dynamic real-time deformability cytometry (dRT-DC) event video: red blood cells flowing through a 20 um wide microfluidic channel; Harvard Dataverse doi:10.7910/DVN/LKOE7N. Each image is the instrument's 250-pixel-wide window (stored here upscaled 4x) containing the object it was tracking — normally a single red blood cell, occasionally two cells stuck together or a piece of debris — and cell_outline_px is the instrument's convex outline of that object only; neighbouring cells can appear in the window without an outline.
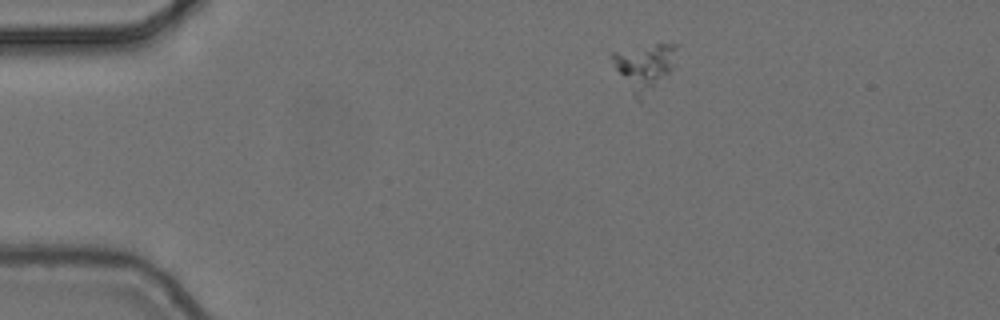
{"species": "common noctule bat (a hibernating species)", "species_latin": "Nyctalus noctula", "temperature_condition": "cold", "stored_images_in_passage": 3, "camera_frame_rate_fps": 3000, "um_per_image_px": 0.085, "animal": {"sex": "female", "body_mass_g": 24.6, "forearm_length_mm": 56.2}, "frame": {"image": 1, "passage_image": 1, "time_ms": 0.0, "image_size_px": [1000, 320], "cell_outline_px": [[680, 44], [672, 68], [640, 104], [636, 100], [616, 68], [612, 60], [612, 52], [652, 44]], "centroid_in_image_um": [54.81, 5.68], "position_along_channel_um": 30.2, "area_um2": 17.28}}